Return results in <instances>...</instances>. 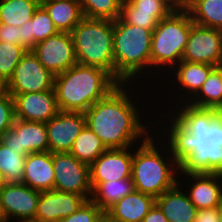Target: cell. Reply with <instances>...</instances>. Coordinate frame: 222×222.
I'll return each mask as SVG.
<instances>
[{
	"label": "cell",
	"instance_id": "cell-1",
	"mask_svg": "<svg viewBox=\"0 0 222 222\" xmlns=\"http://www.w3.org/2000/svg\"><path fill=\"white\" fill-rule=\"evenodd\" d=\"M141 87H144V90ZM146 88L149 87L145 84L119 83L104 98L95 102L84 112L86 126L101 139L107 149H124L136 146V143L140 144L154 131L152 128H155L153 125L155 124V112L152 111L155 110L153 107L158 106L155 104L156 98H153L154 101L151 100L152 98L148 99L151 97V93ZM140 91L144 94V98L146 96L148 98L146 97L144 100ZM134 92L135 94H133ZM150 107L152 108L150 109ZM148 119L150 120L148 121Z\"/></svg>",
	"mask_w": 222,
	"mask_h": 222
},
{
	"label": "cell",
	"instance_id": "cell-2",
	"mask_svg": "<svg viewBox=\"0 0 222 222\" xmlns=\"http://www.w3.org/2000/svg\"><path fill=\"white\" fill-rule=\"evenodd\" d=\"M161 113L154 117V121L158 119L154 130L166 141L173 158L180 164L179 173L222 174V114L208 132L189 133L168 112L162 110Z\"/></svg>",
	"mask_w": 222,
	"mask_h": 222
},
{
	"label": "cell",
	"instance_id": "cell-3",
	"mask_svg": "<svg viewBox=\"0 0 222 222\" xmlns=\"http://www.w3.org/2000/svg\"><path fill=\"white\" fill-rule=\"evenodd\" d=\"M156 134L154 130L140 145L133 146L131 170L135 190L154 198L173 188L180 172L169 146Z\"/></svg>",
	"mask_w": 222,
	"mask_h": 222
},
{
	"label": "cell",
	"instance_id": "cell-4",
	"mask_svg": "<svg viewBox=\"0 0 222 222\" xmlns=\"http://www.w3.org/2000/svg\"><path fill=\"white\" fill-rule=\"evenodd\" d=\"M152 32L125 23L120 18L113 21L114 68L118 83L146 82V85H150Z\"/></svg>",
	"mask_w": 222,
	"mask_h": 222
},
{
	"label": "cell",
	"instance_id": "cell-5",
	"mask_svg": "<svg viewBox=\"0 0 222 222\" xmlns=\"http://www.w3.org/2000/svg\"><path fill=\"white\" fill-rule=\"evenodd\" d=\"M119 83L104 69L75 64L54 78L60 111L86 112Z\"/></svg>",
	"mask_w": 222,
	"mask_h": 222
},
{
	"label": "cell",
	"instance_id": "cell-6",
	"mask_svg": "<svg viewBox=\"0 0 222 222\" xmlns=\"http://www.w3.org/2000/svg\"><path fill=\"white\" fill-rule=\"evenodd\" d=\"M193 24L189 12L182 8L173 10L166 18L160 20L153 30L151 40V81H153L150 87L152 90L155 89L153 82L159 85L164 74L166 75L181 61Z\"/></svg>",
	"mask_w": 222,
	"mask_h": 222
},
{
	"label": "cell",
	"instance_id": "cell-7",
	"mask_svg": "<svg viewBox=\"0 0 222 222\" xmlns=\"http://www.w3.org/2000/svg\"><path fill=\"white\" fill-rule=\"evenodd\" d=\"M71 35L77 64L102 68L115 79L113 21L84 17Z\"/></svg>",
	"mask_w": 222,
	"mask_h": 222
},
{
	"label": "cell",
	"instance_id": "cell-8",
	"mask_svg": "<svg viewBox=\"0 0 222 222\" xmlns=\"http://www.w3.org/2000/svg\"><path fill=\"white\" fill-rule=\"evenodd\" d=\"M214 68H215V66H213V65L187 62V61L181 60L176 66H174L171 69L172 71H169L168 73H166L165 76L167 78H165V76H164L163 77L164 79L160 80V84L164 81L163 82L164 84L163 83L161 84V88L166 87L163 89L164 90L166 89L165 92L167 91V93L161 92V91H163V89H160V86H157L158 89H157V87H155L156 88L155 90L157 92L155 97L157 95L159 96L158 93H160V96H163L162 94H166V95H164L162 97V100H161V98L156 99V103L160 102L161 105H163L165 103V105L163 107L161 105H159V107H161V109L159 108V110H158V108H157V110H156V108H155L154 112L159 113L160 110L162 111L163 110L162 108H164L165 106L166 107L164 108V111L165 110L168 111L170 109V105H172V104H173L172 106H175L179 103H187L199 91V89L201 88V86L206 81L207 77L209 76L210 72ZM170 75H171V77H170ZM166 84H167V86H166ZM169 86H171V87H169ZM171 89H172V91H171ZM168 91L170 92V94ZM174 93H176V94H174ZM169 95L171 98L169 97ZM165 96L168 97L169 100ZM163 98H166V99L163 100ZM165 100H167L168 102H161V101H165ZM172 100H175V101L172 102Z\"/></svg>",
	"mask_w": 222,
	"mask_h": 222
},
{
	"label": "cell",
	"instance_id": "cell-9",
	"mask_svg": "<svg viewBox=\"0 0 222 222\" xmlns=\"http://www.w3.org/2000/svg\"><path fill=\"white\" fill-rule=\"evenodd\" d=\"M54 78L55 75L39 62L34 53L27 51L7 82L8 93L14 97L17 94L52 90Z\"/></svg>",
	"mask_w": 222,
	"mask_h": 222
},
{
	"label": "cell",
	"instance_id": "cell-10",
	"mask_svg": "<svg viewBox=\"0 0 222 222\" xmlns=\"http://www.w3.org/2000/svg\"><path fill=\"white\" fill-rule=\"evenodd\" d=\"M54 190L82 195L90 200L89 165L79 161L70 152L53 153Z\"/></svg>",
	"mask_w": 222,
	"mask_h": 222
},
{
	"label": "cell",
	"instance_id": "cell-11",
	"mask_svg": "<svg viewBox=\"0 0 222 222\" xmlns=\"http://www.w3.org/2000/svg\"><path fill=\"white\" fill-rule=\"evenodd\" d=\"M181 60L222 66V30L194 23Z\"/></svg>",
	"mask_w": 222,
	"mask_h": 222
},
{
	"label": "cell",
	"instance_id": "cell-12",
	"mask_svg": "<svg viewBox=\"0 0 222 222\" xmlns=\"http://www.w3.org/2000/svg\"><path fill=\"white\" fill-rule=\"evenodd\" d=\"M40 192L22 182L6 183L0 189L5 219L10 222H34Z\"/></svg>",
	"mask_w": 222,
	"mask_h": 222
},
{
	"label": "cell",
	"instance_id": "cell-13",
	"mask_svg": "<svg viewBox=\"0 0 222 222\" xmlns=\"http://www.w3.org/2000/svg\"><path fill=\"white\" fill-rule=\"evenodd\" d=\"M31 51L55 76L77 64L71 33L58 32L37 43Z\"/></svg>",
	"mask_w": 222,
	"mask_h": 222
},
{
	"label": "cell",
	"instance_id": "cell-14",
	"mask_svg": "<svg viewBox=\"0 0 222 222\" xmlns=\"http://www.w3.org/2000/svg\"><path fill=\"white\" fill-rule=\"evenodd\" d=\"M15 153L27 156L30 153L49 151L46 123L16 119L11 129L0 138Z\"/></svg>",
	"mask_w": 222,
	"mask_h": 222
},
{
	"label": "cell",
	"instance_id": "cell-15",
	"mask_svg": "<svg viewBox=\"0 0 222 222\" xmlns=\"http://www.w3.org/2000/svg\"><path fill=\"white\" fill-rule=\"evenodd\" d=\"M178 183L186 189L190 201L197 210L218 207L222 203L220 173H179Z\"/></svg>",
	"mask_w": 222,
	"mask_h": 222
},
{
	"label": "cell",
	"instance_id": "cell-16",
	"mask_svg": "<svg viewBox=\"0 0 222 222\" xmlns=\"http://www.w3.org/2000/svg\"><path fill=\"white\" fill-rule=\"evenodd\" d=\"M85 126L84 112L59 111L46 122L49 151L70 152L76 137Z\"/></svg>",
	"mask_w": 222,
	"mask_h": 222
},
{
	"label": "cell",
	"instance_id": "cell-17",
	"mask_svg": "<svg viewBox=\"0 0 222 222\" xmlns=\"http://www.w3.org/2000/svg\"><path fill=\"white\" fill-rule=\"evenodd\" d=\"M133 146L124 149H107L90 166V185L131 177Z\"/></svg>",
	"mask_w": 222,
	"mask_h": 222
},
{
	"label": "cell",
	"instance_id": "cell-18",
	"mask_svg": "<svg viewBox=\"0 0 222 222\" xmlns=\"http://www.w3.org/2000/svg\"><path fill=\"white\" fill-rule=\"evenodd\" d=\"M13 100L15 118L19 120L46 123L60 111L54 89L17 94Z\"/></svg>",
	"mask_w": 222,
	"mask_h": 222
},
{
	"label": "cell",
	"instance_id": "cell-19",
	"mask_svg": "<svg viewBox=\"0 0 222 222\" xmlns=\"http://www.w3.org/2000/svg\"><path fill=\"white\" fill-rule=\"evenodd\" d=\"M86 199L57 190L41 191L34 222H59L74 213Z\"/></svg>",
	"mask_w": 222,
	"mask_h": 222
},
{
	"label": "cell",
	"instance_id": "cell-20",
	"mask_svg": "<svg viewBox=\"0 0 222 222\" xmlns=\"http://www.w3.org/2000/svg\"><path fill=\"white\" fill-rule=\"evenodd\" d=\"M172 11L164 0H122L119 18L130 25L153 31Z\"/></svg>",
	"mask_w": 222,
	"mask_h": 222
},
{
	"label": "cell",
	"instance_id": "cell-21",
	"mask_svg": "<svg viewBox=\"0 0 222 222\" xmlns=\"http://www.w3.org/2000/svg\"><path fill=\"white\" fill-rule=\"evenodd\" d=\"M53 153L50 151L30 153L25 158L23 181L38 191L54 190Z\"/></svg>",
	"mask_w": 222,
	"mask_h": 222
},
{
	"label": "cell",
	"instance_id": "cell-22",
	"mask_svg": "<svg viewBox=\"0 0 222 222\" xmlns=\"http://www.w3.org/2000/svg\"><path fill=\"white\" fill-rule=\"evenodd\" d=\"M155 204L169 222H193L197 212V208L179 183L155 198Z\"/></svg>",
	"mask_w": 222,
	"mask_h": 222
},
{
	"label": "cell",
	"instance_id": "cell-23",
	"mask_svg": "<svg viewBox=\"0 0 222 222\" xmlns=\"http://www.w3.org/2000/svg\"><path fill=\"white\" fill-rule=\"evenodd\" d=\"M166 112L189 133L208 132L213 122L222 114L217 109L198 108L188 103L170 106Z\"/></svg>",
	"mask_w": 222,
	"mask_h": 222
},
{
	"label": "cell",
	"instance_id": "cell-24",
	"mask_svg": "<svg viewBox=\"0 0 222 222\" xmlns=\"http://www.w3.org/2000/svg\"><path fill=\"white\" fill-rule=\"evenodd\" d=\"M155 204V198L134 190L112 205L106 212L118 222H142Z\"/></svg>",
	"mask_w": 222,
	"mask_h": 222
},
{
	"label": "cell",
	"instance_id": "cell-25",
	"mask_svg": "<svg viewBox=\"0 0 222 222\" xmlns=\"http://www.w3.org/2000/svg\"><path fill=\"white\" fill-rule=\"evenodd\" d=\"M58 32L71 33L84 18L78 0L40 1Z\"/></svg>",
	"mask_w": 222,
	"mask_h": 222
},
{
	"label": "cell",
	"instance_id": "cell-26",
	"mask_svg": "<svg viewBox=\"0 0 222 222\" xmlns=\"http://www.w3.org/2000/svg\"><path fill=\"white\" fill-rule=\"evenodd\" d=\"M58 33L46 10L39 5L30 21L21 25V46L31 51L37 43Z\"/></svg>",
	"mask_w": 222,
	"mask_h": 222
},
{
	"label": "cell",
	"instance_id": "cell-27",
	"mask_svg": "<svg viewBox=\"0 0 222 222\" xmlns=\"http://www.w3.org/2000/svg\"><path fill=\"white\" fill-rule=\"evenodd\" d=\"M135 190L132 177L98 183L91 193L90 200L103 212Z\"/></svg>",
	"mask_w": 222,
	"mask_h": 222
},
{
	"label": "cell",
	"instance_id": "cell-28",
	"mask_svg": "<svg viewBox=\"0 0 222 222\" xmlns=\"http://www.w3.org/2000/svg\"><path fill=\"white\" fill-rule=\"evenodd\" d=\"M187 103L222 112V66H217L210 72L199 91Z\"/></svg>",
	"mask_w": 222,
	"mask_h": 222
},
{
	"label": "cell",
	"instance_id": "cell-29",
	"mask_svg": "<svg viewBox=\"0 0 222 222\" xmlns=\"http://www.w3.org/2000/svg\"><path fill=\"white\" fill-rule=\"evenodd\" d=\"M193 23L222 30V0H185Z\"/></svg>",
	"mask_w": 222,
	"mask_h": 222
},
{
	"label": "cell",
	"instance_id": "cell-30",
	"mask_svg": "<svg viewBox=\"0 0 222 222\" xmlns=\"http://www.w3.org/2000/svg\"><path fill=\"white\" fill-rule=\"evenodd\" d=\"M40 0H0V23L20 26L33 17Z\"/></svg>",
	"mask_w": 222,
	"mask_h": 222
},
{
	"label": "cell",
	"instance_id": "cell-31",
	"mask_svg": "<svg viewBox=\"0 0 222 222\" xmlns=\"http://www.w3.org/2000/svg\"><path fill=\"white\" fill-rule=\"evenodd\" d=\"M107 148L87 126L76 137L70 153L79 161L91 165Z\"/></svg>",
	"mask_w": 222,
	"mask_h": 222
},
{
	"label": "cell",
	"instance_id": "cell-32",
	"mask_svg": "<svg viewBox=\"0 0 222 222\" xmlns=\"http://www.w3.org/2000/svg\"><path fill=\"white\" fill-rule=\"evenodd\" d=\"M26 156L15 153L0 141V172L5 183H20L23 181Z\"/></svg>",
	"mask_w": 222,
	"mask_h": 222
},
{
	"label": "cell",
	"instance_id": "cell-33",
	"mask_svg": "<svg viewBox=\"0 0 222 222\" xmlns=\"http://www.w3.org/2000/svg\"><path fill=\"white\" fill-rule=\"evenodd\" d=\"M83 16L115 21L120 17L122 0H78Z\"/></svg>",
	"mask_w": 222,
	"mask_h": 222
},
{
	"label": "cell",
	"instance_id": "cell-34",
	"mask_svg": "<svg viewBox=\"0 0 222 222\" xmlns=\"http://www.w3.org/2000/svg\"><path fill=\"white\" fill-rule=\"evenodd\" d=\"M27 51L21 45L0 42V77L8 82L15 67Z\"/></svg>",
	"mask_w": 222,
	"mask_h": 222
},
{
	"label": "cell",
	"instance_id": "cell-35",
	"mask_svg": "<svg viewBox=\"0 0 222 222\" xmlns=\"http://www.w3.org/2000/svg\"><path fill=\"white\" fill-rule=\"evenodd\" d=\"M102 213L94 202L86 200L74 213L59 222H96Z\"/></svg>",
	"mask_w": 222,
	"mask_h": 222
},
{
	"label": "cell",
	"instance_id": "cell-36",
	"mask_svg": "<svg viewBox=\"0 0 222 222\" xmlns=\"http://www.w3.org/2000/svg\"><path fill=\"white\" fill-rule=\"evenodd\" d=\"M15 120V109L13 97L7 92L0 97V138L11 129Z\"/></svg>",
	"mask_w": 222,
	"mask_h": 222
},
{
	"label": "cell",
	"instance_id": "cell-37",
	"mask_svg": "<svg viewBox=\"0 0 222 222\" xmlns=\"http://www.w3.org/2000/svg\"><path fill=\"white\" fill-rule=\"evenodd\" d=\"M0 42L21 45V27L0 23Z\"/></svg>",
	"mask_w": 222,
	"mask_h": 222
},
{
	"label": "cell",
	"instance_id": "cell-38",
	"mask_svg": "<svg viewBox=\"0 0 222 222\" xmlns=\"http://www.w3.org/2000/svg\"><path fill=\"white\" fill-rule=\"evenodd\" d=\"M193 222H220L219 206L197 210Z\"/></svg>",
	"mask_w": 222,
	"mask_h": 222
},
{
	"label": "cell",
	"instance_id": "cell-39",
	"mask_svg": "<svg viewBox=\"0 0 222 222\" xmlns=\"http://www.w3.org/2000/svg\"><path fill=\"white\" fill-rule=\"evenodd\" d=\"M142 222H169L159 207L154 204L149 212L144 216Z\"/></svg>",
	"mask_w": 222,
	"mask_h": 222
},
{
	"label": "cell",
	"instance_id": "cell-40",
	"mask_svg": "<svg viewBox=\"0 0 222 222\" xmlns=\"http://www.w3.org/2000/svg\"><path fill=\"white\" fill-rule=\"evenodd\" d=\"M173 10H179L185 7V0H164Z\"/></svg>",
	"mask_w": 222,
	"mask_h": 222
},
{
	"label": "cell",
	"instance_id": "cell-41",
	"mask_svg": "<svg viewBox=\"0 0 222 222\" xmlns=\"http://www.w3.org/2000/svg\"><path fill=\"white\" fill-rule=\"evenodd\" d=\"M96 222H118V221L113 219L107 212H103L96 220Z\"/></svg>",
	"mask_w": 222,
	"mask_h": 222
},
{
	"label": "cell",
	"instance_id": "cell-42",
	"mask_svg": "<svg viewBox=\"0 0 222 222\" xmlns=\"http://www.w3.org/2000/svg\"><path fill=\"white\" fill-rule=\"evenodd\" d=\"M8 92L7 82L0 77V97L4 96Z\"/></svg>",
	"mask_w": 222,
	"mask_h": 222
},
{
	"label": "cell",
	"instance_id": "cell-43",
	"mask_svg": "<svg viewBox=\"0 0 222 222\" xmlns=\"http://www.w3.org/2000/svg\"><path fill=\"white\" fill-rule=\"evenodd\" d=\"M5 181H4V178H3V175L2 173L0 172V189L5 185Z\"/></svg>",
	"mask_w": 222,
	"mask_h": 222
},
{
	"label": "cell",
	"instance_id": "cell-44",
	"mask_svg": "<svg viewBox=\"0 0 222 222\" xmlns=\"http://www.w3.org/2000/svg\"><path fill=\"white\" fill-rule=\"evenodd\" d=\"M2 219H5V217H4V212H3V209L1 206V199H0V220H2Z\"/></svg>",
	"mask_w": 222,
	"mask_h": 222
},
{
	"label": "cell",
	"instance_id": "cell-45",
	"mask_svg": "<svg viewBox=\"0 0 222 222\" xmlns=\"http://www.w3.org/2000/svg\"><path fill=\"white\" fill-rule=\"evenodd\" d=\"M219 216H220V222H222V203L219 206Z\"/></svg>",
	"mask_w": 222,
	"mask_h": 222
},
{
	"label": "cell",
	"instance_id": "cell-46",
	"mask_svg": "<svg viewBox=\"0 0 222 222\" xmlns=\"http://www.w3.org/2000/svg\"><path fill=\"white\" fill-rule=\"evenodd\" d=\"M0 222H10V221H8L6 219H2V220H0Z\"/></svg>",
	"mask_w": 222,
	"mask_h": 222
},
{
	"label": "cell",
	"instance_id": "cell-47",
	"mask_svg": "<svg viewBox=\"0 0 222 222\" xmlns=\"http://www.w3.org/2000/svg\"><path fill=\"white\" fill-rule=\"evenodd\" d=\"M40 1H59V0H40Z\"/></svg>",
	"mask_w": 222,
	"mask_h": 222
}]
</instances>
